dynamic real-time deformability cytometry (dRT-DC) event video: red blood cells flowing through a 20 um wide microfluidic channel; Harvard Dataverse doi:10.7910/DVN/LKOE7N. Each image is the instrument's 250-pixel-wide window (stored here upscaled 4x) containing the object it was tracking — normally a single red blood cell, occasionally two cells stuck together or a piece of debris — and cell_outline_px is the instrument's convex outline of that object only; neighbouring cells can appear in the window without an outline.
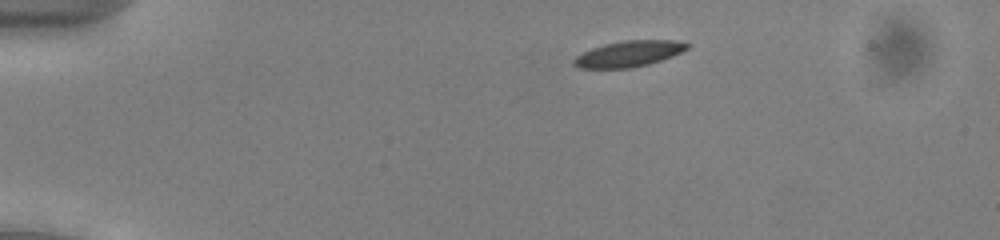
{"species": "common noctule bat (a hibernating species)", "species_latin": "Nyctalus noctula", "temperature_condition": "cold", "stored_images_in_passage": 48, "camera_frame_rate_fps": 3000, "um_per_image_px": 0.085, "animal": {"sex": "male", "body_mass_g": 13.0, "forearm_length_mm": 53.1}, "frame": {"image": 1, "passage_image": 5, "time_ms": 1.333, "image_size_px": [1000, 240], "cell_outline_px": [[688, 48], [672, 56], [648, 64], [632, 68], [576, 68], [572, 64], [572, 60], [576, 56], [592, 48], [604, 44], [624, 40], [676, 40], [688, 44]], "centroid_in_image_um": [53.4, 4.58], "position_along_channel_um": 31.6, "area_um2": 17.05}}
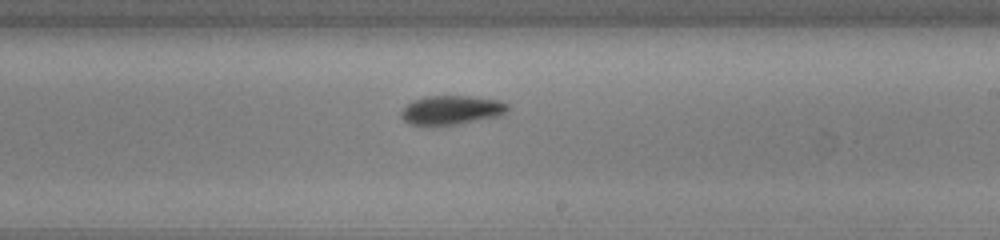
{"frame": {"image": 2, "passage_image": 27, "time_ms": 8.667, "image_size_px": [1000, 240], "cell_outline_px": [[508, 112], [500, 116], [460, 124], [408, 124], [400, 116], [400, 112], [404, 104], [412, 100], [428, 96], [472, 96], [500, 100], [508, 104]], "centroid_in_image_um": [38.38, 9.34], "position_along_channel_um": 250.6, "area_um2": 18.21}}
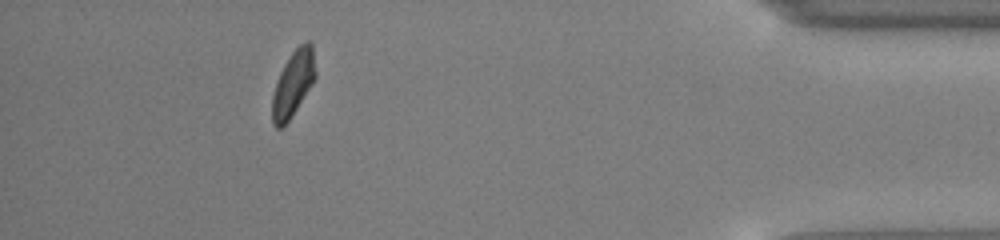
{"frame": {"image": 3, "passage_image": 43, "time_ms": 14.0, "image_size_px": [1000, 240], "cell_outline_px": [[316, 76], [312, 84], [288, 120], [280, 128], [276, 128], [272, 124], [272, 96], [280, 72], [284, 64], [292, 52], [300, 44], [308, 40], [312, 44], [316, 72]], "centroid_in_image_um": [24.92, 7.08], "position_along_channel_um": 410.3, "area_um2": 16.24}, "authors_computed_cell_mechanics": {"area_um2": 17.5423, "velocity_mm_per_s": 3.9137, "shape_relaxation_time_tau1_ms": 4.2374, "shape_relaxation_time_tau2_ms": null, "deformation_change_tau1": 0.1118, "deformation_change_tau2": null}}